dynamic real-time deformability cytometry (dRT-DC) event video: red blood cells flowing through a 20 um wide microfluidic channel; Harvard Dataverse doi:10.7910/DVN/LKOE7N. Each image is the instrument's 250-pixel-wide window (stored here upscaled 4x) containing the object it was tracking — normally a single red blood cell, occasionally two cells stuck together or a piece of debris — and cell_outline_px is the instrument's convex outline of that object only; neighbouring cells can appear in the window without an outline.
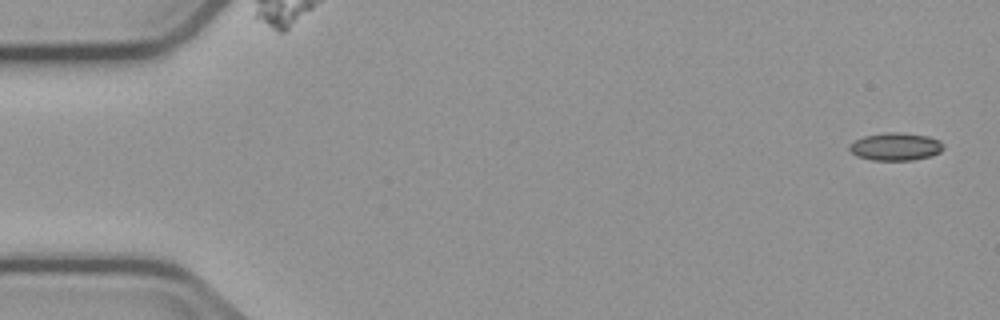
{"species": "common noctule bat (a hibernating species)", "species_latin": "Nyctalus noctula", "temperature_condition": "cold", "stored_images_in_passage": 4, "camera_frame_rate_fps": 3000, "um_per_image_px": 0.085, "animal": {"sex": "male", "body_mass_g": 23.1, "forearm_length_mm": 52.7}, "frame": {"image": 1, "passage_image": 1, "time_ms": 0.0, "image_size_px": [1000, 320], "cell_outline_px": [[944, 148], [940, 152], [932, 156], [912, 160], [872, 160], [856, 156], [848, 148], [848, 144], [864, 136], [884, 132], [900, 132], [928, 136], [940, 140], [944, 144]], "centroid_in_image_um": [76.14, 12.46], "position_along_channel_um": 8.9, "area_um2": 15.37}}
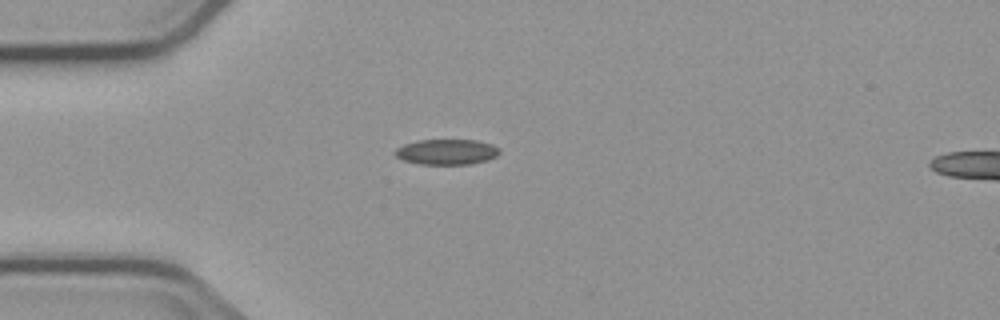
{"frame": {"image": 2, "passage_image": 4, "time_ms": 4.333, "image_size_px": [1000, 320], "cell_outline_px": [[500, 152], [496, 156], [488, 160], [468, 164], [420, 164], [404, 160], [396, 156], [392, 152], [396, 148], [404, 144], [420, 140], [476, 140], [492, 144], [500, 148]], "centroid_in_image_um": [37.97, 12.91], "position_along_channel_um": 47.0, "area_um2": 15.49}}